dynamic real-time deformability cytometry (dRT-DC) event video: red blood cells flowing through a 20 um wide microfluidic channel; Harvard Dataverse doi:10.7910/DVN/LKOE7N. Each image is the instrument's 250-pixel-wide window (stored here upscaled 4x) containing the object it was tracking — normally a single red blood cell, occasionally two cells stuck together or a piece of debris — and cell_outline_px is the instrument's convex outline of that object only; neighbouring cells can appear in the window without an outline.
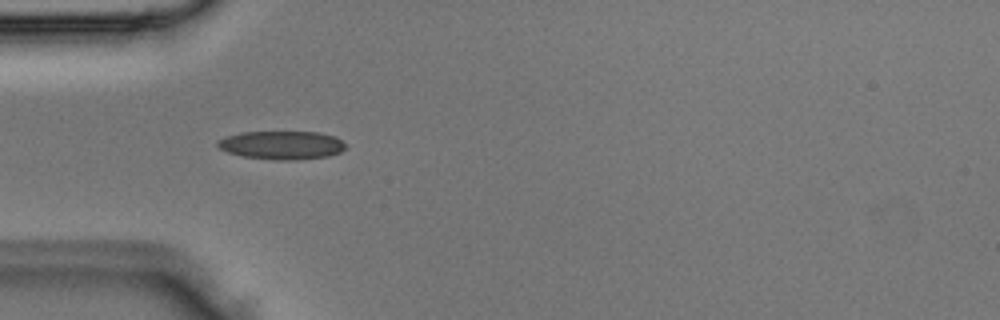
{"species": "Egyptian fruit bat (a non-hibernating species)", "species_latin": "Rousettus aegyptiacus", "temperature_condition": "room temperature", "stored_images_in_passage": 2, "camera_frame_rate_fps": 3000, "um_per_image_px": 0.085, "animal": {"sex": "male"}, "frame": {"image": 1, "passage_image": 2, "time_ms": 0.333, "image_size_px": [1000, 320], "cell_outline_px": [[344, 148], [340, 152], [328, 156], [292, 160], [276, 160], [244, 156], [228, 152], [220, 148], [216, 144], [216, 140], [224, 136], [240, 132], [320, 132], [336, 136], [344, 144]], "centroid_in_image_um": [23.91, 12.32], "position_along_channel_um": 61.1, "area_um2": 21.15}}